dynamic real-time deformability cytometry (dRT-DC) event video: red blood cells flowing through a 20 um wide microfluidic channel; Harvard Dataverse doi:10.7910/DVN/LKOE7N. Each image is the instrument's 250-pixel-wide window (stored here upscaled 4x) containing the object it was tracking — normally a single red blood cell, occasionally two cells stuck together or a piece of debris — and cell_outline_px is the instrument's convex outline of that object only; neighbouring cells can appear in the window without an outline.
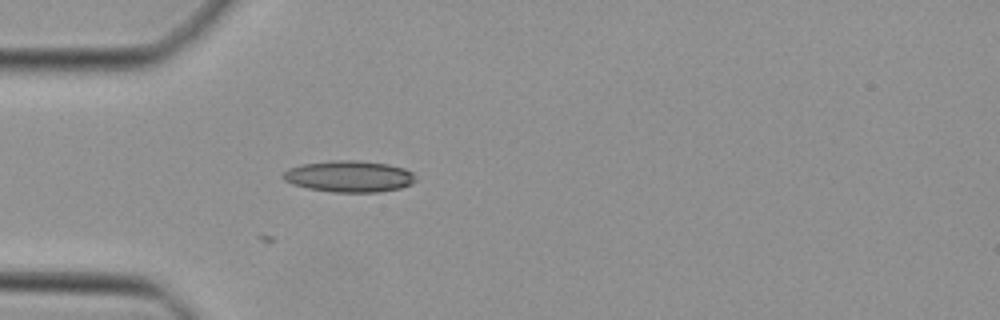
{"species": "Egyptian fruit bat (a non-hibernating species)", "species_latin": "Rousettus aegyptiacus", "temperature_condition": "cold", "stored_images_in_passage": 30, "camera_frame_rate_fps": 3000, "um_per_image_px": 0.085, "animal": {"sex": "female"}, "frame": {"image": 1, "passage_image": 2, "time_ms": 0.333, "image_size_px": [1000, 320], "cell_outline_px": [[416, 180], [412, 184], [400, 188], [376, 192], [332, 192], [308, 188], [292, 184], [284, 180], [284, 172], [288, 168], [304, 164], [332, 160], [356, 160], [388, 164], [404, 168], [412, 172]], "centroid_in_image_um": [29.69, 14.99], "position_along_channel_um": 55.3, "area_um2": 24.16}}
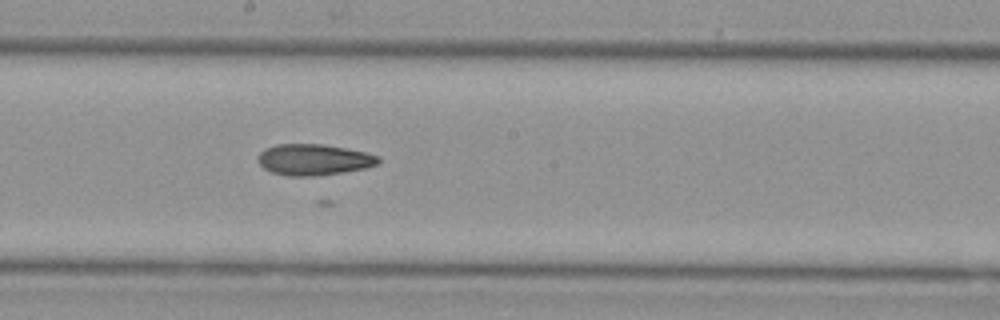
{"frame": {"image": 2, "passage_image": 14, "time_ms": 4.333, "image_size_px": [1000, 320], "cell_outline_px": [[380, 164], [364, 168], [340, 172], [312, 176], [288, 176], [272, 172], [264, 168], [256, 160], [260, 152], [264, 148], [276, 144], [320, 144], [344, 148], [364, 152], [380, 156]], "centroid_in_image_um": [26.64, 13.56], "position_along_channel_um": 221.6, "area_um2": 21.73}}
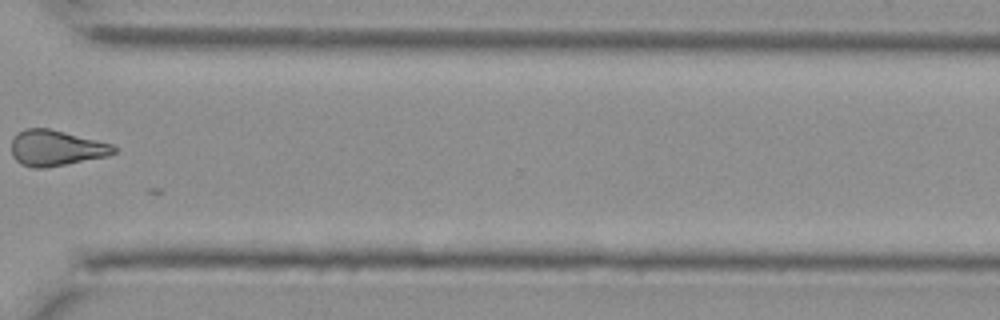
{"frame": {"image": 3, "passage_image": 24, "time_ms": 7.667, "image_size_px": [1000, 320], "cell_outline_px": [[116, 152], [108, 156], [44, 168], [32, 168], [20, 164], [12, 156], [12, 136], [16, 132], [24, 128], [48, 128], [112, 144], [116, 148]], "centroid_in_image_um": [4.71, 12.58], "position_along_channel_um": 365.9, "area_um2": 21.33}}